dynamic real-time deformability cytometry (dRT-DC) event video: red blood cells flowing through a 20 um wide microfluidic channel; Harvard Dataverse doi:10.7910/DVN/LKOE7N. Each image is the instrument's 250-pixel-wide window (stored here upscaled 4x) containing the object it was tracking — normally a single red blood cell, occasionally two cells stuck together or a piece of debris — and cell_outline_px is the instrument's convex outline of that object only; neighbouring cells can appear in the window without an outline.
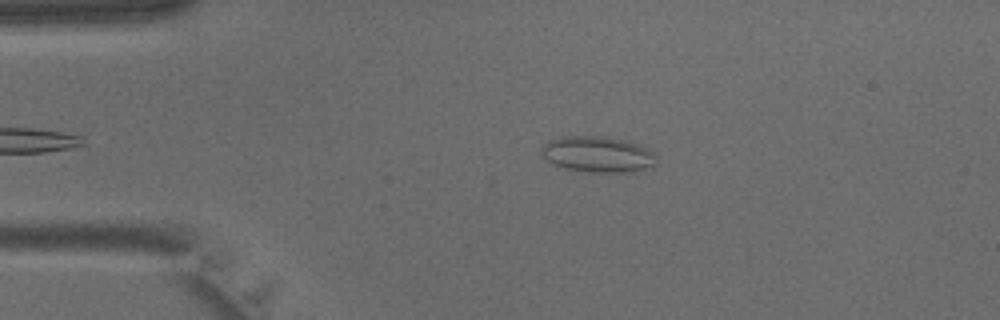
{"species": "common noctule bat (a hibernating species)", "species_latin": "Nyctalus noctula", "temperature_condition": "warm", "stored_images_in_passage": 33, "segment_of_instrument_passage": [1, 2], "camera_frame_rate_fps": 3000, "um_per_image_px": 0.085, "animal": {"sex": "male", "body_mass_g": 15.6}, "frame": {"image": 1, "passage_image": 6, "time_ms": 1.667, "image_size_px": [1000, 320], "cell_outline_px": [[656, 164], [652, 168], [632, 172], [584, 172], [556, 168], [540, 152], [540, 148], [548, 140], [560, 136], [604, 136], [636, 144], [656, 152]], "centroid_in_image_um": [50.78, 13.14], "position_along_channel_um": 34.2, "area_um2": 24.62}}
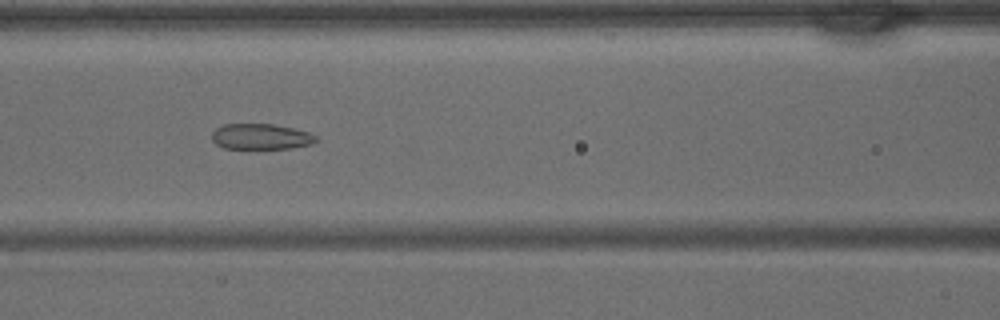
{"frame": {"image": 2, "passage_image": 15, "time_ms": 4.667, "image_size_px": [1000, 320], "cell_outline_px": [[320, 140], [312, 144], [292, 148], [224, 148], [216, 144], [212, 140], [212, 132], [216, 128], [224, 124], [276, 124], [308, 132], [316, 136]], "centroid_in_image_um": [22.19, 11.61], "position_along_channel_um": 144.4, "area_um2": 15.61}}
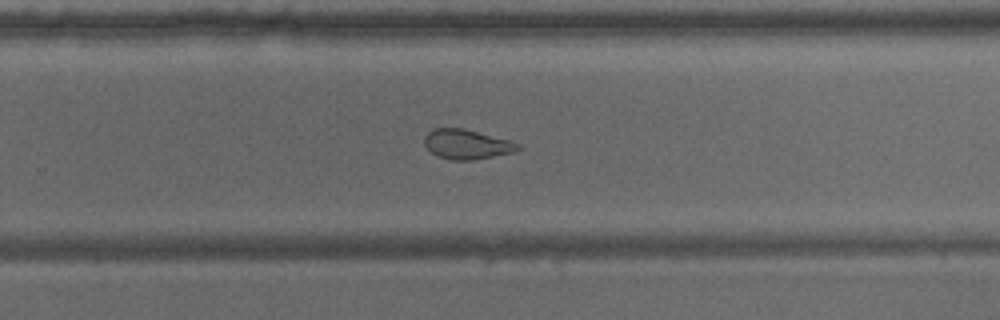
{"frame": {"image": 3, "passage_image": 24, "time_ms": 7.667, "image_size_px": [1000, 320], "cell_outline_px": [[520, 148], [512, 152], [472, 160], [452, 160], [436, 156], [424, 144], [424, 136], [432, 128], [460, 128], [508, 140], [520, 144]], "centroid_in_image_um": [39.61, 12.27], "position_along_channel_um": 290.2, "area_um2": 15.84}}